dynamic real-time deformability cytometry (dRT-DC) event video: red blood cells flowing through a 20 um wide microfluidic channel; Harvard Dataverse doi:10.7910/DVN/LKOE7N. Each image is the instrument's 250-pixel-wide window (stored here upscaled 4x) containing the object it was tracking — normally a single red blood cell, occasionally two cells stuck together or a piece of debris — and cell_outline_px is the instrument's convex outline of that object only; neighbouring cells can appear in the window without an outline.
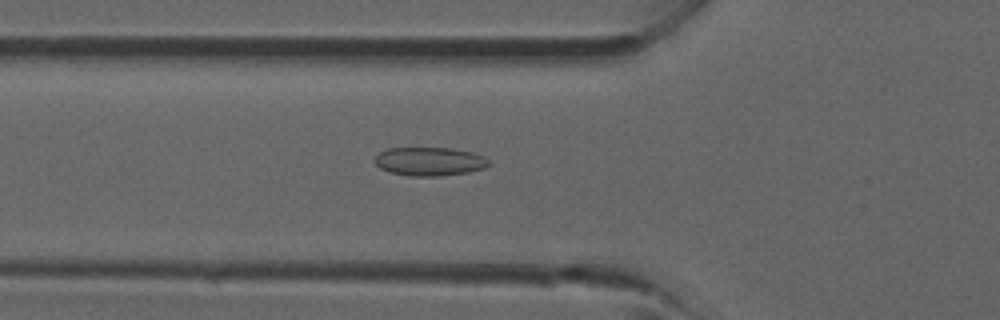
{"species": "common noctule bat (a hibernating species)", "species_latin": "Nyctalus noctula", "temperature_condition": "room temperature", "stored_images_in_passage": 40, "camera_frame_rate_fps": 3000, "um_per_image_px": 0.085, "animal": {"sex": "male", "forearm_length_mm": 52.5}, "frame": {"image": 1, "passage_image": 14, "time_ms": 4.333, "image_size_px": [1000, 320], "cell_outline_px": [[492, 164], [484, 168], [468, 172], [440, 176], [408, 176], [388, 172], [380, 168], [376, 164], [376, 156], [380, 152], [388, 148], [452, 148], [472, 152], [484, 156]], "centroid_in_image_um": [36.53, 13.73], "position_along_channel_um": 89.3, "area_um2": 19.07}}
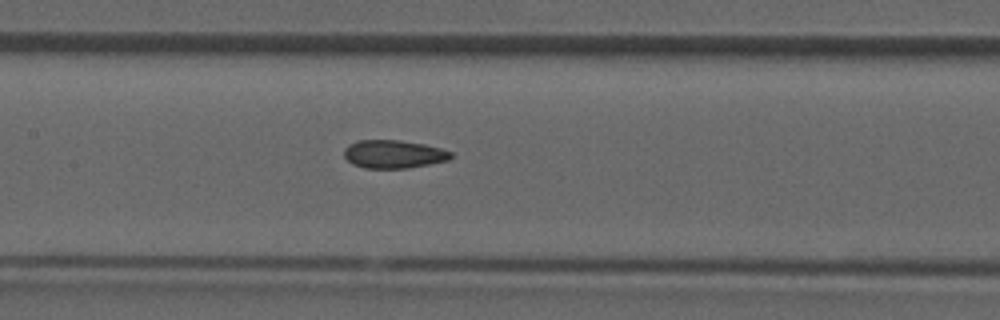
{"frame": {"image": 2, "passage_image": 19, "time_ms": 6.0, "image_size_px": [1000, 320], "cell_outline_px": [[452, 156], [448, 160], [408, 168], [364, 168], [352, 164], [344, 156], [344, 148], [348, 144], [356, 140], [400, 140], [424, 144], [440, 148], [452, 152]], "centroid_in_image_um": [33.42, 13.09], "position_along_channel_um": 174.0, "area_um2": 17.57}}
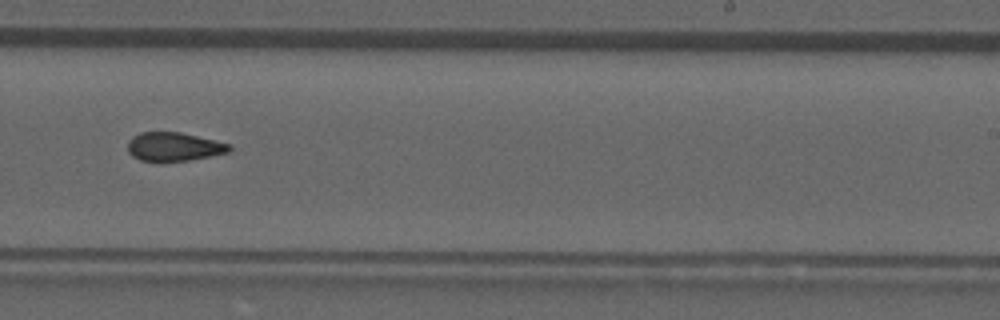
{"frame": {"image": 3, "passage_image": 25, "time_ms": 8.0, "image_size_px": [1000, 320], "cell_outline_px": [[232, 152], [188, 160], [140, 160], [132, 156], [128, 152], [128, 140], [132, 136], [140, 132], [180, 132], [232, 144]], "centroid_in_image_um": [14.81, 12.45], "position_along_channel_um": 274.2, "area_um2": 16.94}}